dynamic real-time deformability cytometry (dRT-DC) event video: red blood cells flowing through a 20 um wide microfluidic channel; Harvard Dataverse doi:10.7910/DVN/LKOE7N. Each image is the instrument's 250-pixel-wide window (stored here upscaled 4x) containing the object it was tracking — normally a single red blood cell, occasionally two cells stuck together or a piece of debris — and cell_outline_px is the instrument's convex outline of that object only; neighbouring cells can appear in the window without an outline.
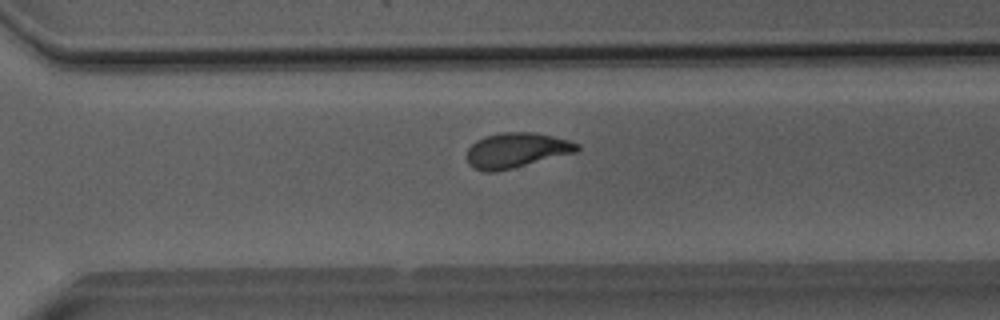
{"species": "Egyptian fruit bat (a non-hibernating species)", "species_latin": "Rousettus aegyptiacus", "temperature_condition": "room temperature", "stored_images_in_passage": 44, "camera_frame_rate_fps": 3000, "um_per_image_px": 0.085, "animal": {"sex": "male"}, "frame": {"image": 1, "passage_image": 28, "time_ms": 9.0, "image_size_px": [1000, 320], "cell_outline_px": [[580, 148], [576, 152], [496, 172], [484, 172], [472, 168], [468, 164], [468, 148], [476, 140], [484, 136], [500, 132], [536, 132], [568, 140], [580, 144]], "centroid_in_image_um": [43.87, 12.77], "position_along_channel_um": 326.7, "area_um2": 22.54}}
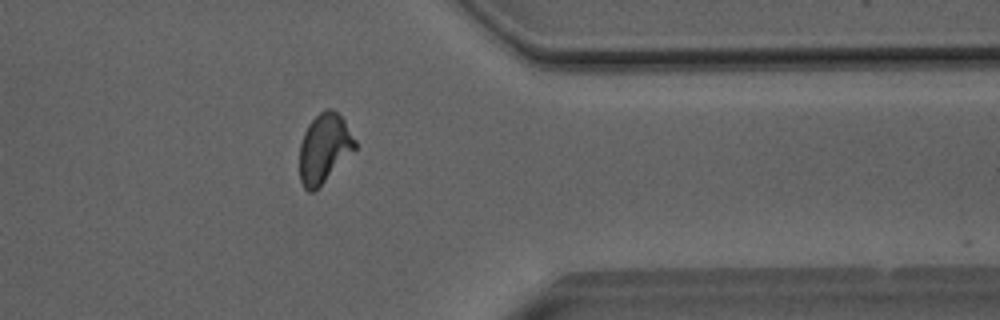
{"frame": {"image": 2, "passage_image": 33, "time_ms": 10.667, "image_size_px": [1000, 320], "cell_outline_px": [[356, 148], [312, 192], [308, 192], [304, 188], [300, 180], [300, 144], [304, 132], [308, 124], [324, 108], [332, 108], [344, 120], [356, 140]], "centroid_in_image_um": [27.54, 12.56], "position_along_channel_um": 383.9, "area_um2": 21.91}}
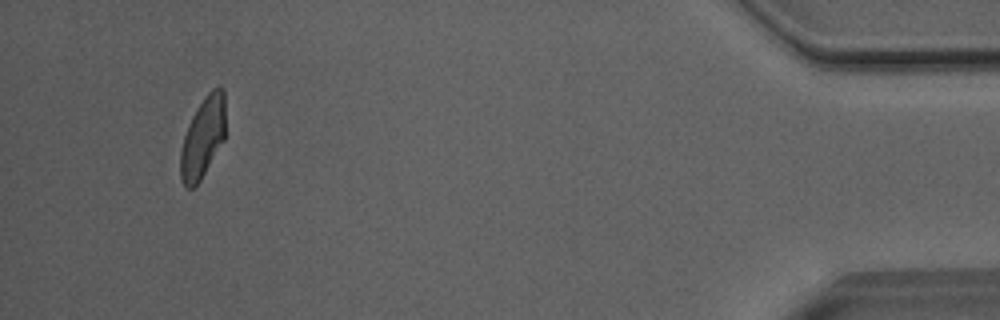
{"frame": {"image": 3, "passage_image": 40, "time_ms": 13.0, "image_size_px": [1000, 320], "cell_outline_px": [[224, 140], [200, 180], [192, 188], [184, 188], [180, 180], [180, 148], [188, 124], [196, 108], [204, 96], [212, 88], [220, 84], [224, 88]], "centroid_in_image_um": [17.22, 11.67], "position_along_channel_um": 418.0, "area_um2": 21.33}, "authors_computed_cell_mechanics": {"area_um2": 22.4553, "velocity_mm_per_s": 4.0599, "shape_relaxation_time_tau1_ms": null, "shape_relaxation_time_tau2_ms": 1.9926, "deformation_change_tau1": null, "deformation_change_tau2": 0.0602}}